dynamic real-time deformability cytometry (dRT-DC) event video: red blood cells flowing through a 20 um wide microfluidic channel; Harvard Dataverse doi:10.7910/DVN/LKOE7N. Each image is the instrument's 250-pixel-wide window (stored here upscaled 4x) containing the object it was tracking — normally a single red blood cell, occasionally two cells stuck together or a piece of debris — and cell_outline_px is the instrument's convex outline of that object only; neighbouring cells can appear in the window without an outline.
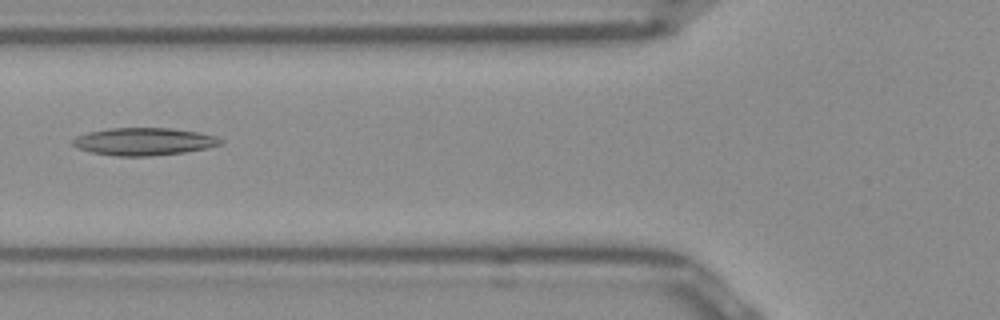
{"species": "Egyptian fruit bat (a non-hibernating species)", "species_latin": "Rousettus aegyptiacus", "temperature_condition": "room temperature", "stored_images_in_passage": 37, "camera_frame_rate_fps": 3000, "um_per_image_px": 0.085, "frame": {"image": 1, "passage_image": 5, "time_ms": 1.333, "image_size_px": [1000, 320], "cell_outline_px": [[224, 144], [184, 152], [152, 156], [116, 156], [92, 152], [76, 148], [72, 144], [72, 140], [76, 136], [88, 132], [108, 128], [172, 128], [196, 132], [216, 136], [224, 140]], "centroid_in_image_um": [12.22, 12.03], "position_along_channel_um": 113.6, "area_um2": 23.76}}
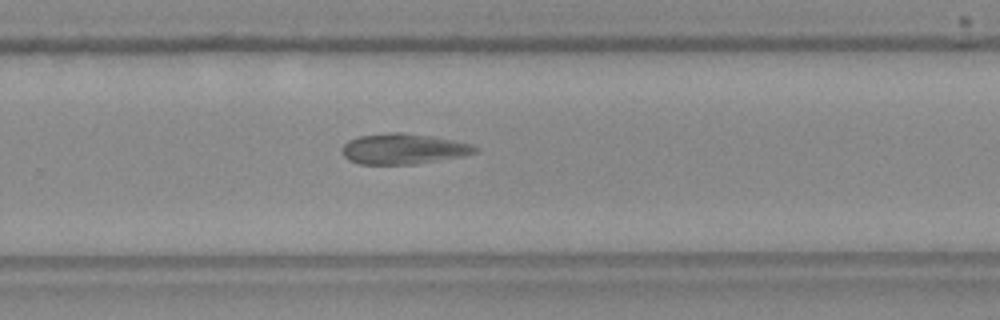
{"frame": {"image": 2, "passage_image": 19, "time_ms": 6.0, "image_size_px": [1000, 320], "cell_outline_px": [[480, 148], [476, 152], [460, 156], [416, 164], [360, 164], [348, 160], [344, 156], [344, 144], [348, 140], [360, 136], [388, 132], [404, 132], [432, 136], [452, 140], [468, 144]], "centroid_in_image_um": [34.26, 12.65], "position_along_channel_um": 295.5, "area_um2": 23.41}}
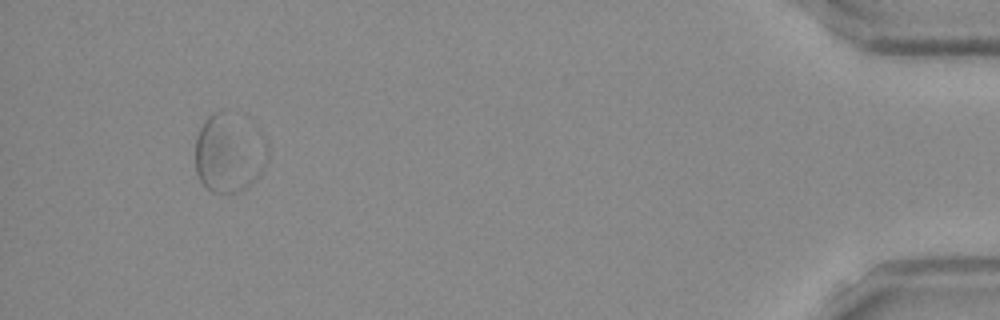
{"frame": {"image": 3, "passage_image": 34, "time_ms": 11.0, "image_size_px": [1000, 320], "cell_outline_px": [[268, 156], [260, 172], [252, 184], [240, 192], [212, 192], [200, 180], [196, 172], [196, 136], [204, 120], [212, 112], [220, 108], [252, 120], [264, 136], [268, 144]], "centroid_in_image_um": [19.5, 12.92], "position_along_channel_um": 415.7, "area_um2": 34.16}}